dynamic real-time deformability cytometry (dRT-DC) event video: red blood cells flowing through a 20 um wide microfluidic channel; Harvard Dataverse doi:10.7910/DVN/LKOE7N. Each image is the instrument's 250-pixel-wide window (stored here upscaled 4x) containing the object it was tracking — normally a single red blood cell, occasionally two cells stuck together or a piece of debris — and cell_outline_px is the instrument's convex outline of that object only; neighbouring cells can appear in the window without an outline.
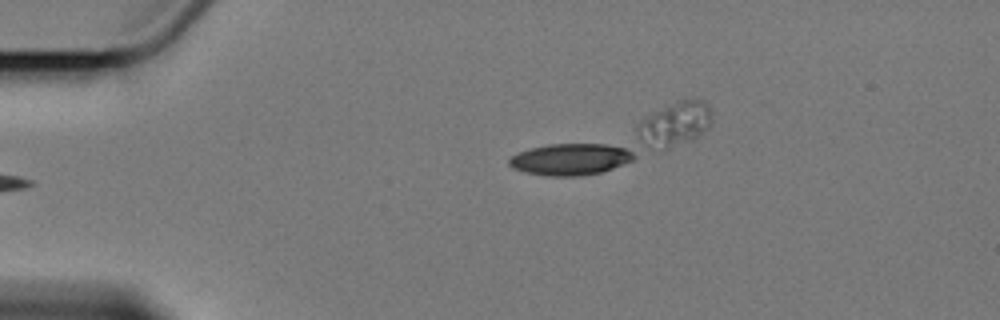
{"species": "Egyptian fruit bat (a non-hibernating species)", "species_latin": "Rousettus aegyptiacus", "temperature_condition": "cold", "stored_images_in_passage": 3, "camera_frame_rate_fps": 3000, "um_per_image_px": 0.085, "animal": {"sex": "female"}, "frame": {"image": 1, "passage_image": 3, "time_ms": 3.333, "image_size_px": [1000, 320], "cell_outline_px": [[636, 156], [632, 160], [624, 164], [604, 172], [584, 176], [544, 176], [524, 172], [512, 168], [508, 164], [508, 160], [512, 156], [520, 152], [532, 148], [548, 144], [604, 144], [624, 148], [632, 152]], "centroid_in_image_um": [48.48, 13.56], "position_along_channel_um": 36.5, "area_um2": 23.06}}